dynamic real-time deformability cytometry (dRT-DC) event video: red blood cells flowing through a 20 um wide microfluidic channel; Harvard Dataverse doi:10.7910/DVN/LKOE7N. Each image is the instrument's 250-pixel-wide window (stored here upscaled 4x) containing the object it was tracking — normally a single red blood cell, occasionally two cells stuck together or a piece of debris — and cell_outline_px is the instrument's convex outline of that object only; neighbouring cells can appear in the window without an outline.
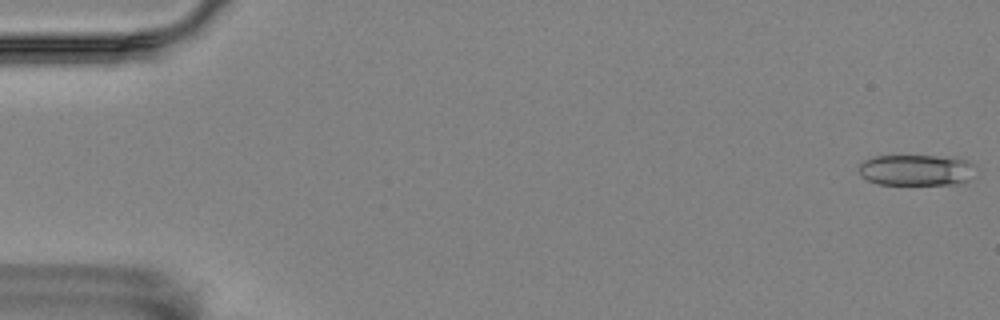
{"species": "Egyptian fruit bat (a non-hibernating species)", "species_latin": "Rousettus aegyptiacus", "temperature_condition": "room temperature", "stored_images_in_passage": 18, "camera_frame_rate_fps": 3000, "um_per_image_px": 0.085, "animal": {"sex": "female"}, "frame": {"image": 1, "passage_image": 1, "time_ms": 0.0, "image_size_px": [1000, 320], "cell_outline_px": [[972, 164], [968, 180], [964, 184], [880, 184], [868, 180], [860, 176], [860, 164], [864, 160], [872, 156], [956, 156], [968, 160]], "centroid_in_image_um": [77.87, 14.44], "position_along_channel_um": 7.1, "area_um2": 21.1}}
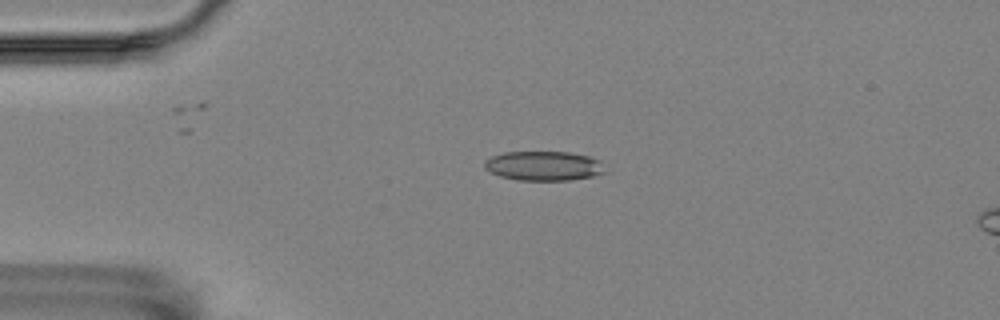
{"frame": {"image": 2, "passage_image": 13, "time_ms": 4.0, "image_size_px": [1000, 320], "cell_outline_px": [[604, 172], [592, 176], [568, 180], [520, 180], [500, 176], [484, 168], [484, 160], [492, 156], [504, 152], [568, 152], [588, 156], [600, 160]], "centroid_in_image_um": [46.18, 14.09], "position_along_channel_um": 38.8, "area_um2": 20.46}}